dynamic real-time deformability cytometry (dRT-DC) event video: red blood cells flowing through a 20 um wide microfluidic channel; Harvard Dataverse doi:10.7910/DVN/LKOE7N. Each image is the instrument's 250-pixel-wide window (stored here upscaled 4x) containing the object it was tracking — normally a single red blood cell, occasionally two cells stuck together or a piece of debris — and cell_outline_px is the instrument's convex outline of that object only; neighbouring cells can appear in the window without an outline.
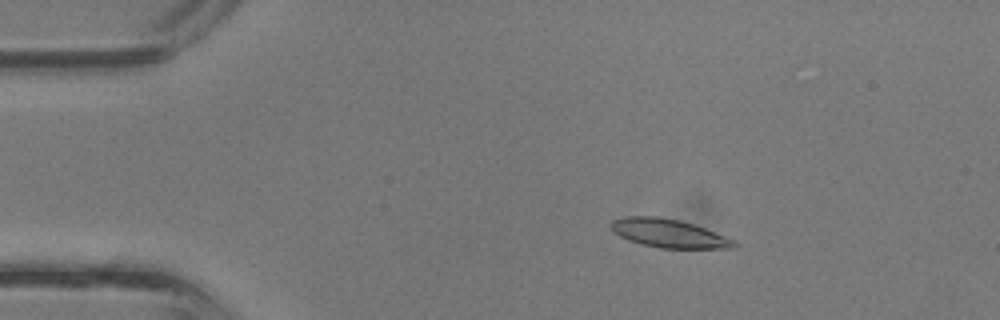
{"species": "common noctule bat (a hibernating species)", "species_latin": "Nyctalus noctula", "temperature_condition": "room temperature", "stored_images_in_passage": 38, "camera_frame_rate_fps": 3000, "um_per_image_px": 0.085, "animal": {"sex": "male", "body_mass_g": 13.3}, "frame": {"image": 1, "passage_image": 7, "time_ms": 2.0, "image_size_px": [1000, 320], "cell_outline_px": [[740, 244], [736, 248], [660, 248], [640, 244], [628, 240], [612, 232], [608, 224], [612, 220], [628, 216], [660, 216], [680, 220], [704, 228], [736, 240]], "centroid_in_image_um": [56.83, 19.83], "position_along_channel_um": 28.2, "area_um2": 20.69}}
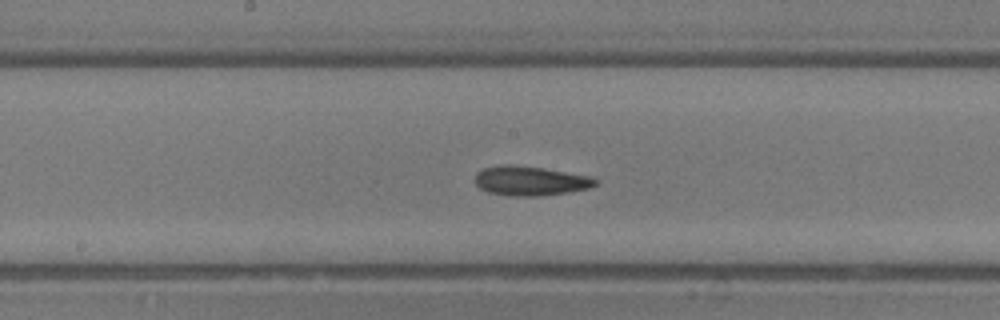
{"frame": {"image": 2, "passage_image": 20, "time_ms": 6.333, "image_size_px": [1000, 320], "cell_outline_px": [[600, 180], [596, 184], [588, 188], [568, 192], [540, 196], [508, 196], [488, 192], [480, 188], [476, 184], [476, 172], [484, 168], [504, 164], [544, 168], [596, 176]], "centroid_in_image_um": [45.13, 15.37], "position_along_channel_um": 203.1, "area_um2": 20.87}}
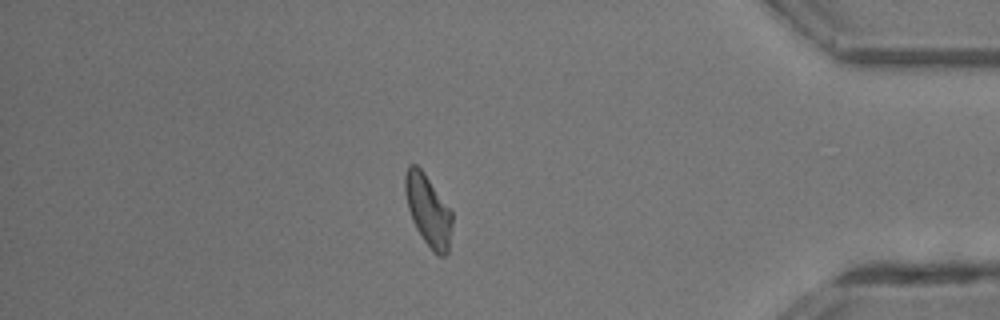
{"frame": {"image": 3, "passage_image": 33, "time_ms": 10.667, "image_size_px": [1000, 320], "cell_outline_px": [[452, 224], [448, 252], [444, 256], [440, 256], [420, 236], [412, 220], [408, 208], [404, 188], [404, 176], [408, 164], [416, 164], [424, 172], [452, 212]], "centroid_in_image_um": [36.37, 17.84], "position_along_channel_um": 398.8, "area_um2": 19.31}}